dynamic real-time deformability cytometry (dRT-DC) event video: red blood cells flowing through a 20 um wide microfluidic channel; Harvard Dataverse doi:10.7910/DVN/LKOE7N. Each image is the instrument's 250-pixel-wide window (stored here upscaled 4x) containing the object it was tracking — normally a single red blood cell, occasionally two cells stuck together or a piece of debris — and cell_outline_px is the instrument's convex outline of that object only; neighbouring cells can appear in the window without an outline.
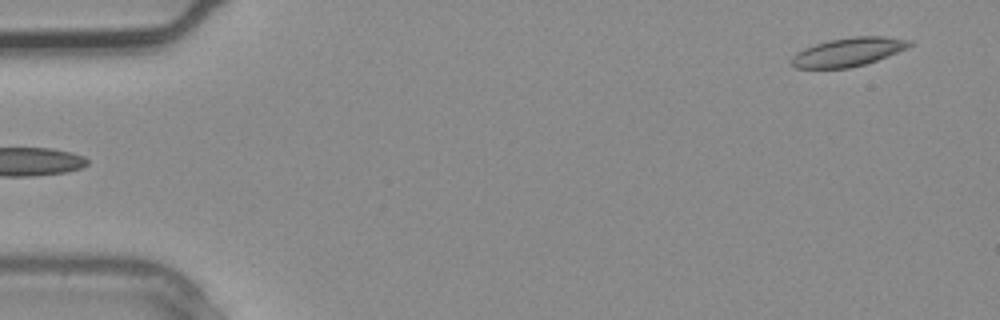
{"species": "common noctule bat (a hibernating species)", "species_latin": "Nyctalus noctula", "temperature_condition": "warm", "stored_images_in_passage": 3, "segment_of_instrument_passage": [2, 2], "camera_frame_rate_fps": 3000, "um_per_image_px": 0.085, "animal": {"sex": "male", "body_mass_g": 20.4}, "frame": {"image": 1, "passage_image": 3, "time_ms": 0.667, "image_size_px": [1000, 320], "cell_outline_px": [[912, 44], [908, 48], [888, 56], [864, 64], [848, 68], [796, 68], [792, 64], [792, 56], [796, 52], [804, 48], [828, 40], [856, 36], [884, 36], [912, 40]], "centroid_in_image_um": [72.12, 4.41], "position_along_channel_um": 12.9, "area_um2": 19.59}}